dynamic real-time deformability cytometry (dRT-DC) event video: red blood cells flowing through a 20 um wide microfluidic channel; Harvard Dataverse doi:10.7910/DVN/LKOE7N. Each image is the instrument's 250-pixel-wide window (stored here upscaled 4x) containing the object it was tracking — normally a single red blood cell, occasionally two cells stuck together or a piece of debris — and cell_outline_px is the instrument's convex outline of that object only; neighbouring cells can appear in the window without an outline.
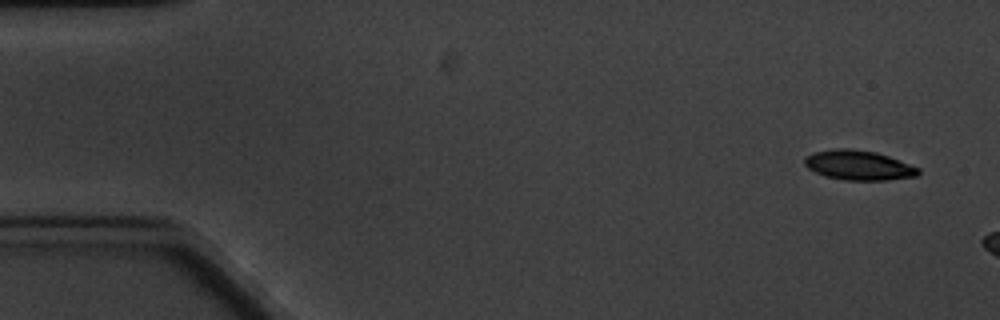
{"species": "common noctule bat (a hibernating species)", "species_latin": "Nyctalus noctula", "temperature_condition": "cold", "stored_images_in_passage": 3, "camera_frame_rate_fps": 3000, "um_per_image_px": 0.085, "animal": {"sex": "male", "body_mass_g": 20.1, "forearm_length_mm": 53.5}, "frame": {"image": 1, "passage_image": 1, "time_ms": 0.0, "image_size_px": [1000, 320], "cell_outline_px": [[920, 172], [916, 176], [888, 180], [844, 180], [824, 176], [808, 168], [804, 164], [804, 160], [808, 156], [816, 152], [836, 148], [848, 148], [876, 152], [888, 156], [920, 168]], "centroid_in_image_um": [73.0, 14.05], "position_along_channel_um": 12.0, "area_um2": 19.54}}